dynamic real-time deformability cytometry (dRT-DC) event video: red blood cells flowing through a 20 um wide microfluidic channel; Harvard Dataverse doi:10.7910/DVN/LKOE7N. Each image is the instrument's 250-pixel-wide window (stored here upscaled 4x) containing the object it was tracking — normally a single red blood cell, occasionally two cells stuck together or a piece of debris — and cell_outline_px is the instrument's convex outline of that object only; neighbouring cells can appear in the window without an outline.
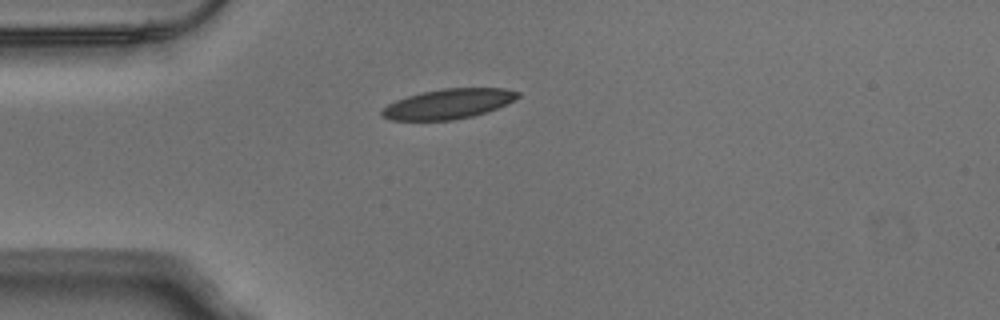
{"species": "Egyptian fruit bat (a non-hibernating species)", "species_latin": "Rousettus aegyptiacus", "temperature_condition": "warm", "stored_images_in_passage": 40, "camera_frame_rate_fps": 3000, "um_per_image_px": 0.085, "animal": {"sex": "male"}, "frame": {"image": 1, "passage_image": 1, "time_ms": 0.0, "image_size_px": [1000, 320], "cell_outline_px": [[520, 96], [496, 108], [472, 116], [452, 120], [392, 120], [380, 116], [380, 112], [388, 104], [396, 100], [420, 92], [444, 88], [504, 88], [520, 92]], "centroid_in_image_um": [38.07, 8.82], "position_along_channel_um": 46.9, "area_um2": 23.47}}
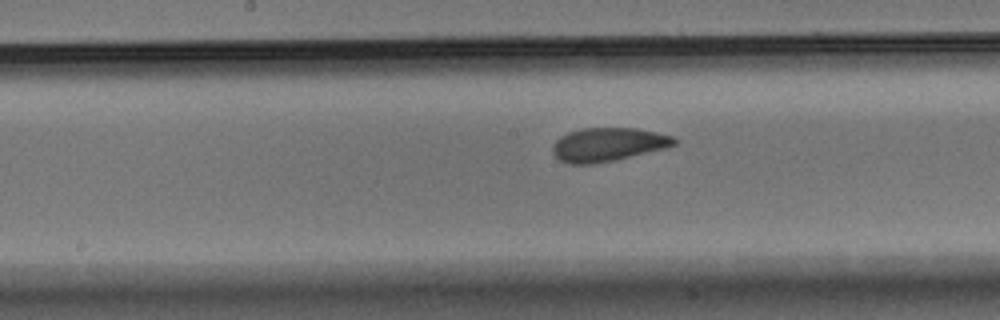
{"frame": {"image": 2, "passage_image": 14, "time_ms": 4.333, "image_size_px": [1000, 320], "cell_outline_px": [[676, 144], [668, 148], [612, 160], [592, 164], [568, 164], [560, 160], [552, 152], [552, 148], [556, 140], [560, 136], [568, 132], [580, 128], [636, 128], [656, 132], [672, 136], [676, 140]], "centroid_in_image_um": [51.66, 12.28], "position_along_channel_um": 196.5, "area_um2": 23.76}}
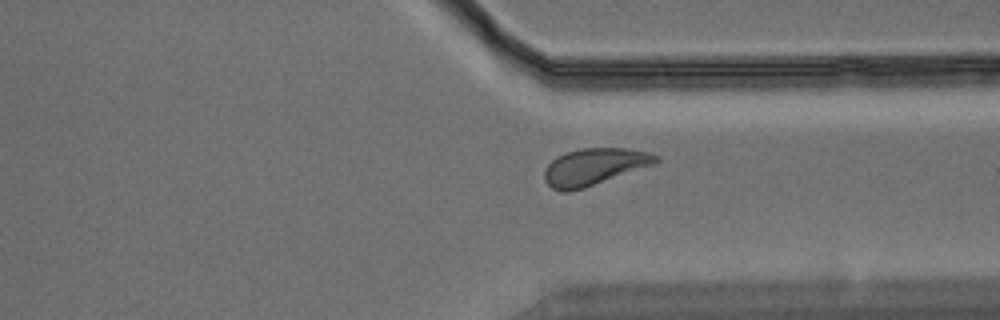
{"frame": {"image": 3, "passage_image": 27, "time_ms": 8.667, "image_size_px": [1000, 320], "cell_outline_px": [[660, 160], [656, 164], [584, 188], [568, 192], [560, 192], [552, 188], [544, 180], [544, 172], [548, 164], [556, 156], [564, 152], [580, 148], [624, 148], [648, 152], [660, 156]], "centroid_in_image_um": [50.51, 14.17], "position_along_channel_um": 360.9, "area_um2": 24.16}, "authors_computed_cell_mechanics": {"area_um2": 23.5535, "velocity_mm_per_s": 3.7953, "shape_relaxation_time_tau1_ms": 3.1895, "shape_relaxation_time_tau2_ms": 1.3984, "deformation_change_tau1": 0.1238, "deformation_change_tau2": 0.0681}}